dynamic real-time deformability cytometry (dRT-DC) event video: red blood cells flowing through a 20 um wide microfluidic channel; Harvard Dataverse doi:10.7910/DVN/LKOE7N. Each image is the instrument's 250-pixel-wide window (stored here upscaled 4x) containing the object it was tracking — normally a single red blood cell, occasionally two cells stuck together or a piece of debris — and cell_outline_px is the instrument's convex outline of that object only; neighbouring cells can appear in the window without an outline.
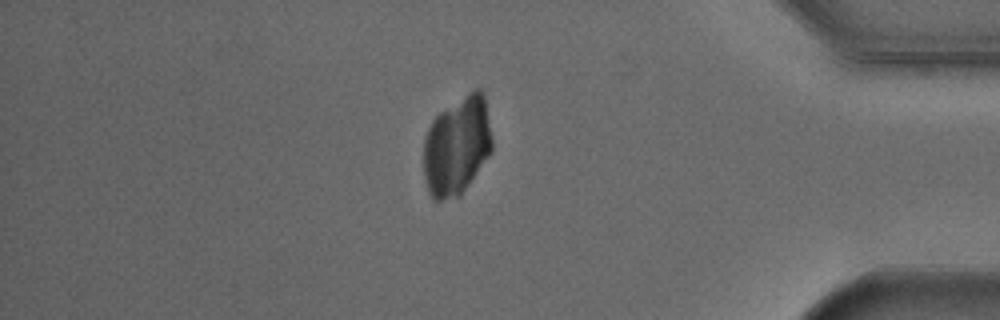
{"species": "Egyptian fruit bat (a non-hibernating species)", "species_latin": "Rousettus aegyptiacus", "temperature_condition": "cold", "stored_images_in_passage": 41, "camera_frame_rate_fps": 3000, "um_per_image_px": 0.085, "animal": {"sex": "male"}, "frame": {"image": 1, "passage_image": 32, "time_ms": 10.333, "image_size_px": [1000, 320], "cell_outline_px": [[492, 152], [460, 196], [440, 200], [432, 200], [428, 192], [424, 176], [424, 136], [432, 120], [440, 112], [468, 92], [476, 88], [480, 88], [484, 92], [492, 140]], "centroid_in_image_um": [38.84, 12.4], "position_along_channel_um": 396.4, "area_um2": 39.59}}
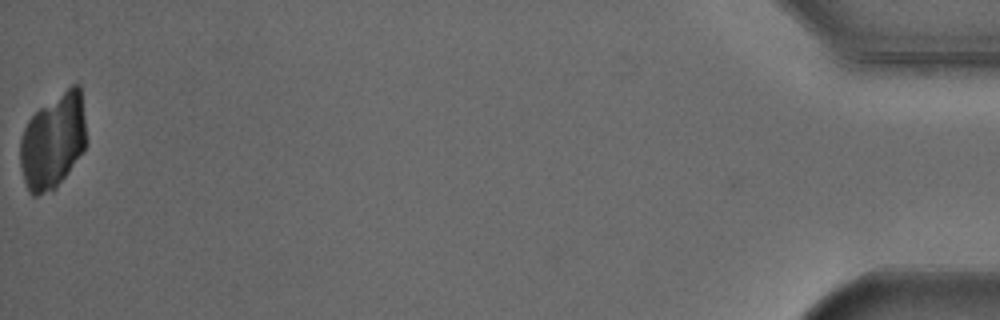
{"frame": {"image": 2, "passage_image": 40, "time_ms": 13.0, "image_size_px": [1000, 320], "cell_outline_px": [[84, 148], [68, 172], [56, 188], [52, 192], [36, 196], [32, 196], [28, 192], [24, 180], [20, 164], [20, 136], [28, 120], [40, 108], [72, 84], [80, 84], [84, 120]], "centroid_in_image_um": [4.47, 12.03], "position_along_channel_um": 430.7, "area_um2": 36.36}}